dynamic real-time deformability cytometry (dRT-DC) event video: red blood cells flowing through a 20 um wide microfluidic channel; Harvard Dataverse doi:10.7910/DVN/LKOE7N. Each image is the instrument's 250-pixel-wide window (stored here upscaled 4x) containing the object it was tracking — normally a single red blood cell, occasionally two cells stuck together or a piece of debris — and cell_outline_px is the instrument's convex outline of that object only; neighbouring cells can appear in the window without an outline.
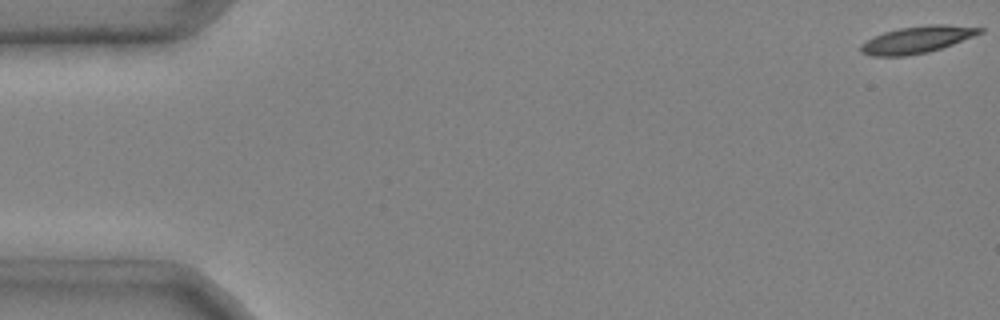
{"species": "common noctule bat (a hibernating species)", "species_latin": "Nyctalus noctula", "temperature_condition": "cold", "stored_images_in_passage": 44, "camera_frame_rate_fps": 3000, "um_per_image_px": 0.085, "animal": {"sex": "male", "body_mass_g": 20.4}, "frame": {"image": 1, "passage_image": 1, "time_ms": 0.0, "image_size_px": [1000, 320], "cell_outline_px": [[984, 32], [952, 44], [928, 52], [904, 56], [872, 56], [860, 52], [860, 44], [884, 32], [900, 28], [928, 24], [944, 24], [984, 28]], "centroid_in_image_um": [77.95, 3.37], "position_along_channel_um": 7.1, "area_um2": 18.5}}
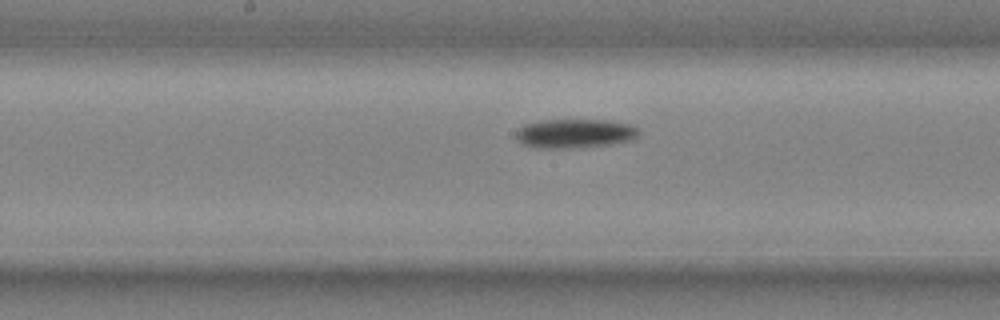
{"frame": {"image": 2, "passage_image": 26, "time_ms": 8.333, "image_size_px": [1000, 320], "cell_outline_px": [[640, 132], [632, 140], [612, 144], [572, 148], [536, 148], [524, 144], [516, 140], [516, 132], [524, 124], [540, 120], [608, 120], [632, 124]], "centroid_in_image_um": [48.86, 11.34], "position_along_channel_um": 199.3, "area_um2": 20.92}}
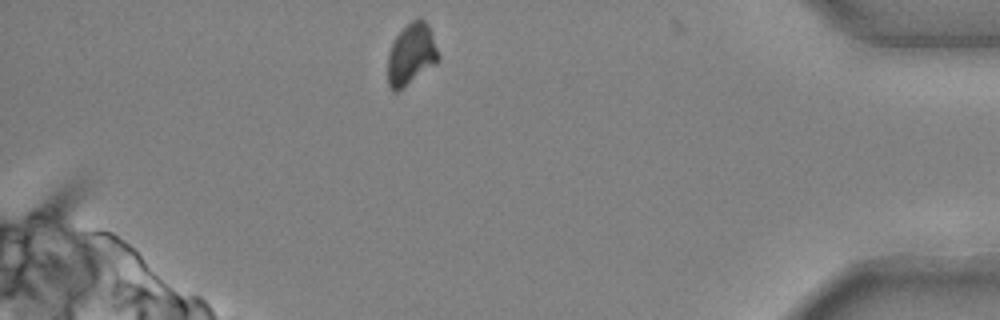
{"frame": {"image": 3, "passage_image": 44, "time_ms": 14.333, "image_size_px": [1000, 320], "cell_outline_px": [[440, 60], [436, 64], [396, 92], [392, 92], [388, 84], [388, 52], [396, 36], [412, 20], [420, 16], [428, 24], [440, 56]], "centroid_in_image_um": [34.97, 4.61], "position_along_channel_um": 400.2, "area_um2": 18.09}, "authors_computed_cell_mechanics": {"area_um2": 19.363, "velocity_mm_per_s": 3.97, "shape_relaxation_time_tau1_ms": 2.7897, "shape_relaxation_time_tau2_ms": null, "deformation_change_tau1": 0.092, "deformation_change_tau2": null}}